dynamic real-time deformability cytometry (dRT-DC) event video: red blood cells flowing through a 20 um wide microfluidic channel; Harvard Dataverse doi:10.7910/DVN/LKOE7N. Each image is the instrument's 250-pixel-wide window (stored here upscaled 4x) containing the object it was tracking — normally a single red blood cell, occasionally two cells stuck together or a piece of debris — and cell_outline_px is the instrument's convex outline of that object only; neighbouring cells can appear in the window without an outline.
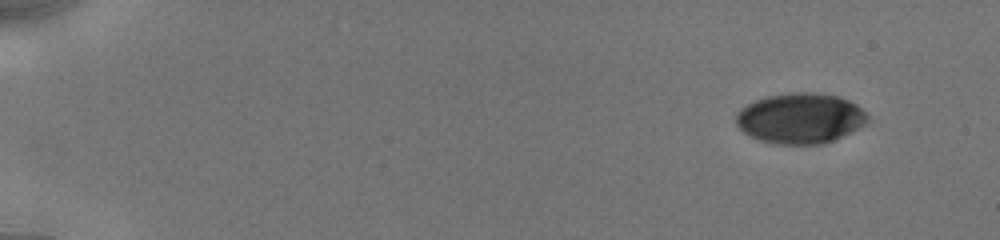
{"species": "human", "species_latin": "Homo sapiens", "temperature_condition": "cold", "stored_images_in_passage": 13, "camera_frame_rate_fps": 3000, "um_per_image_px": 0.085, "donor": {"sex": "male"}, "frame": {"image": 1, "passage_image": 1, "time_ms": 0.0, "image_size_px": [1000, 240], "cell_outline_px": [[868, 120], [864, 124], [824, 144], [772, 144], [748, 136], [736, 124], [736, 112], [740, 108], [756, 100], [768, 96], [792, 92], [812, 92], [836, 96], [848, 100], [856, 104], [868, 116]], "centroid_in_image_um": [67.97, 10.05], "position_along_channel_um": 17.0, "area_um2": 38.38}}
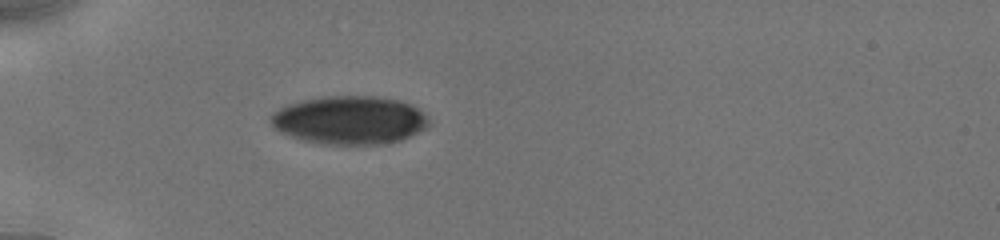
{"frame": {"image": 2, "passage_image": 7, "time_ms": 4.333, "image_size_px": [1000, 240], "cell_outline_px": [[432, 124], [400, 140], [388, 144], [320, 144], [300, 140], [280, 132], [272, 124], [268, 116], [272, 112], [288, 104], [300, 100], [324, 96], [376, 96], [400, 100], [416, 108], [428, 116]], "centroid_in_image_um": [29.68, 10.21], "position_along_channel_um": 55.3, "area_um2": 44.74}}
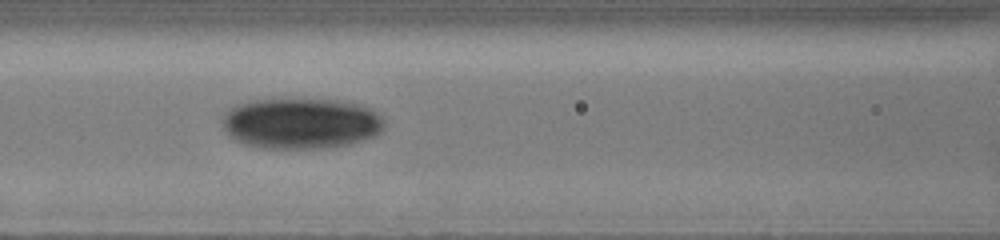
{"frame": {"image": 3, "passage_image": 12, "time_ms": 7.0, "image_size_px": [1000, 240], "cell_outline_px": [[384, 128], [380, 132], [372, 136], [348, 144], [324, 148], [260, 148], [244, 144], [232, 140], [228, 136], [220, 120], [228, 108], [232, 104], [272, 96], [344, 100], [364, 104], [372, 108], [384, 120]], "centroid_in_image_um": [25.51, 10.42], "position_along_channel_um": 141.1, "area_um2": 49.82}}